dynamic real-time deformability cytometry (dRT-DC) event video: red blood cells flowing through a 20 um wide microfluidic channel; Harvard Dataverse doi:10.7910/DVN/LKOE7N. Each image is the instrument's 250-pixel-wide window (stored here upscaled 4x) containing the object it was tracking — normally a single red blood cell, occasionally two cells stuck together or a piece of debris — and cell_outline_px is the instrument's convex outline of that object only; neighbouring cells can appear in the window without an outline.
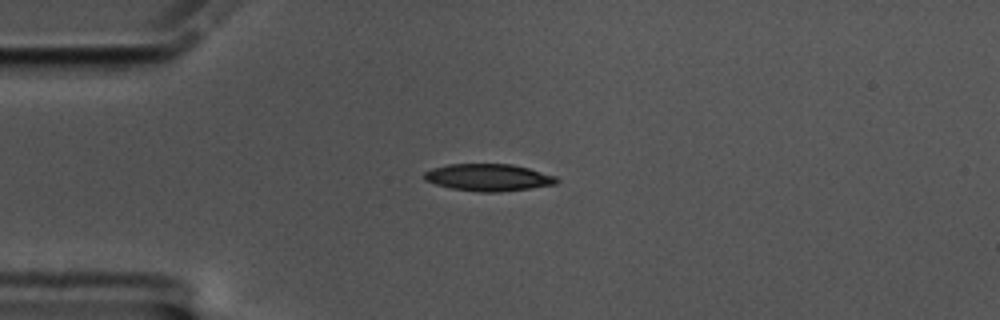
{"species": "common noctule bat (a hibernating species)", "species_latin": "Nyctalus noctula", "temperature_condition": "cold", "stored_images_in_passage": 46, "camera_frame_rate_fps": 3000, "um_per_image_px": 0.085, "animal": {"sex": "male", "body_mass_g": 17.5, "forearm_length_mm": 52.3}, "frame": {"image": 1, "passage_image": 1, "time_ms": 0.0, "image_size_px": [1000, 320], "cell_outline_px": [[560, 180], [556, 184], [500, 192], [480, 192], [452, 188], [436, 184], [424, 180], [424, 172], [432, 168], [448, 164], [512, 164], [528, 168], [556, 176]], "centroid_in_image_um": [41.51, 15.08], "position_along_channel_um": 43.5, "area_um2": 20.81}}
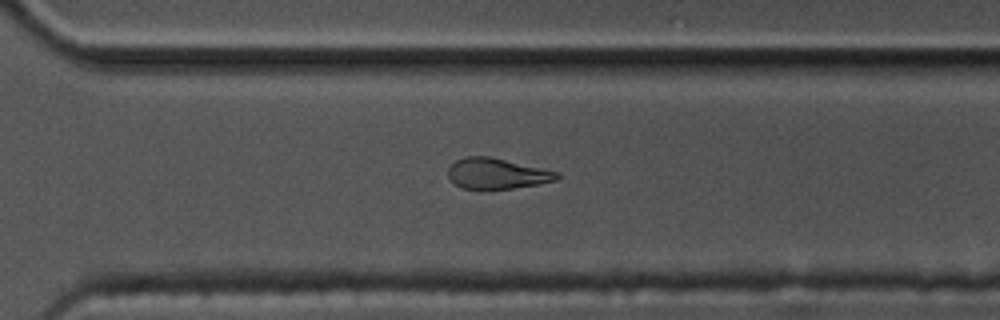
{"frame": {"image": 2, "passage_image": 28, "time_ms": 9.0, "image_size_px": [1000, 320], "cell_outline_px": [[560, 176], [556, 180], [536, 184], [512, 188], [460, 188], [448, 176], [448, 168], [456, 160], [468, 156], [488, 156], [544, 168], [560, 172]], "centroid_in_image_um": [42.25, 14.73], "position_along_channel_um": 328.3, "area_um2": 19.19}}
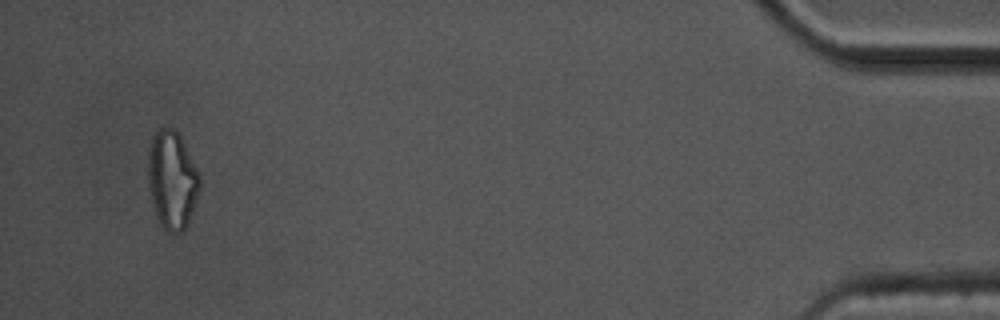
{"frame": {"image": 3, "passage_image": 43, "time_ms": 14.0, "image_size_px": [1000, 320], "cell_outline_px": [[200, 188], [188, 224], [180, 232], [172, 236], [160, 224], [156, 216], [152, 200], [148, 180], [148, 152], [152, 136], [160, 128], [172, 128], [180, 136], [200, 172]], "centroid_in_image_um": [14.64, 15.31], "position_along_channel_um": 420.6, "area_um2": 29.59}, "authors_computed_cell_mechanics": {"area_um2": 21.2126, "velocity_mm_per_s": 3.3849, "shape_relaxation_time_tau1_ms": 5.2184, "shape_relaxation_time_tau2_ms": 4.6434, "deformation_change_tau1": 0.1525, "deformation_change_tau2": 0.127}}